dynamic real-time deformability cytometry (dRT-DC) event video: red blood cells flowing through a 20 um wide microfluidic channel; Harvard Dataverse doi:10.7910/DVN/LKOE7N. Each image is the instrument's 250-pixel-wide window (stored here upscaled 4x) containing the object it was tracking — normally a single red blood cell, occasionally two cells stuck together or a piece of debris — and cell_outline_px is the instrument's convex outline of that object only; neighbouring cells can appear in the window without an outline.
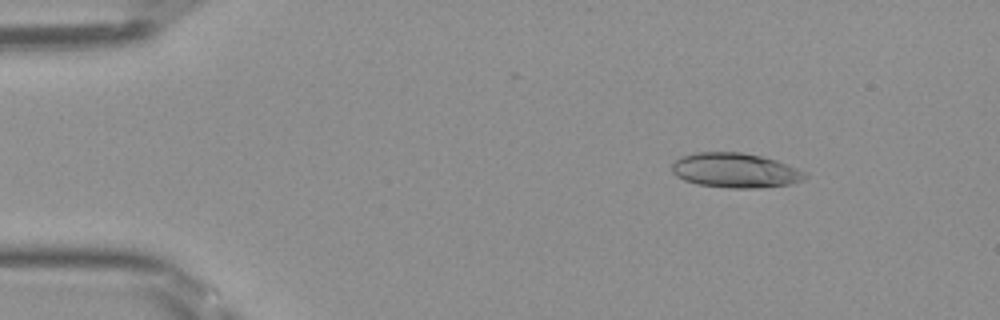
{"species": "Egyptian fruit bat (a non-hibernating species)", "species_latin": "Rousettus aegyptiacus", "temperature_condition": "room temperature", "stored_images_in_passage": 11, "camera_frame_rate_fps": 3000, "um_per_image_px": 0.085, "frame": {"image": 1, "passage_image": 6, "time_ms": 1.667, "image_size_px": [1000, 320], "cell_outline_px": [[808, 176], [804, 180], [788, 184], [764, 188], [728, 188], [696, 184], [684, 180], [676, 176], [672, 172], [672, 164], [680, 156], [696, 152], [740, 152], [760, 156], [776, 160], [796, 168], [804, 172]], "centroid_in_image_um": [62.47, 14.49], "position_along_channel_um": 22.5, "area_um2": 26.99}}